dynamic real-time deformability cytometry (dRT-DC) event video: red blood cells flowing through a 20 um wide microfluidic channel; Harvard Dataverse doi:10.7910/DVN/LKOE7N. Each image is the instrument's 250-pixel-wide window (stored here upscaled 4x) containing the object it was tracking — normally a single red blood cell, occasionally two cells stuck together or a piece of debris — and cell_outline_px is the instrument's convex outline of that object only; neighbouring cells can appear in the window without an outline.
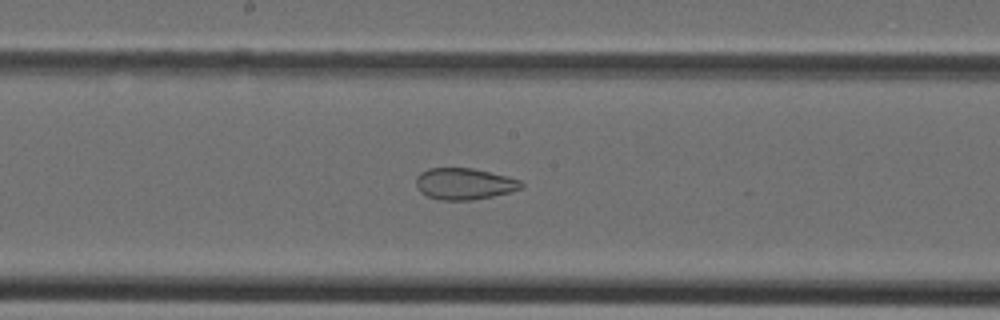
{"species": "Egyptian fruit bat (a non-hibernating species)", "species_latin": "Rousettus aegyptiacus", "temperature_condition": "cold", "stored_images_in_passage": 34, "camera_frame_rate_fps": 3000, "um_per_image_px": 0.085, "animal": {"sex": "female"}, "frame": {"image": 1, "passage_image": 15, "time_ms": 4.667, "image_size_px": [1000, 320], "cell_outline_px": [[524, 188], [492, 196], [472, 200], [440, 200], [428, 196], [420, 192], [416, 184], [416, 176], [420, 172], [428, 168], [472, 168], [508, 176], [520, 180], [524, 184]], "centroid_in_image_um": [39.46, 15.62], "position_along_channel_um": 208.7, "area_um2": 19.36}}
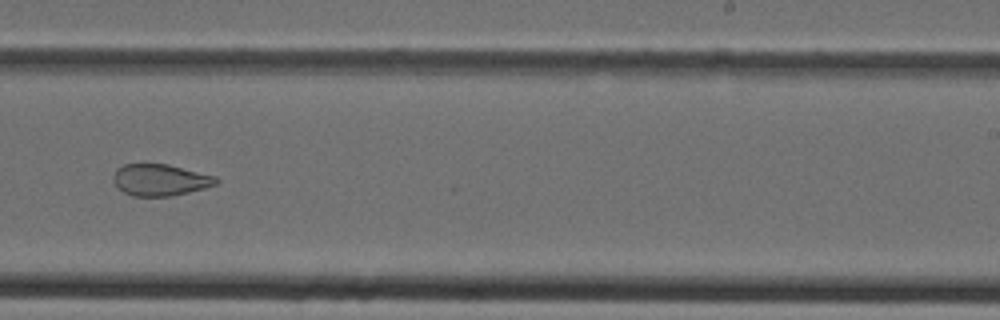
{"frame": {"image": 2, "passage_image": 19, "time_ms": 6.0, "image_size_px": [1000, 320], "cell_outline_px": [[220, 180], [216, 184], [204, 188], [172, 196], [132, 196], [124, 192], [112, 180], [112, 176], [116, 168], [124, 164], [168, 164], [216, 176]], "centroid_in_image_um": [13.61, 15.29], "position_along_channel_um": 275.4, "area_um2": 18.96}}
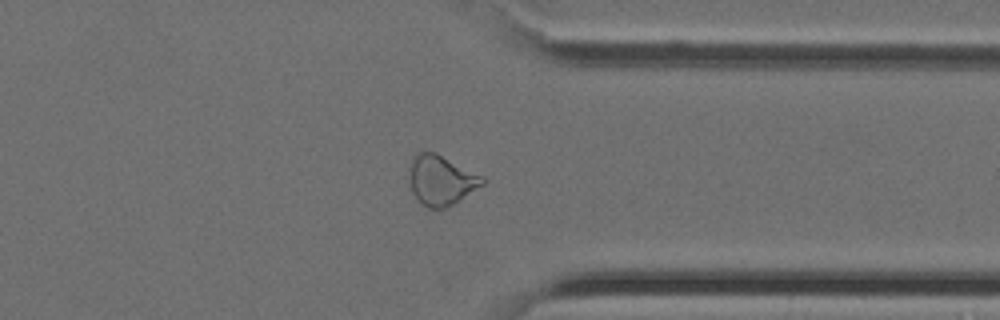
{"frame": {"image": 3, "passage_image": 25, "time_ms": 8.0, "image_size_px": [1000, 320], "cell_outline_px": [[488, 180], [484, 184], [452, 204], [444, 208], [428, 208], [420, 204], [412, 192], [412, 160], [416, 152], [436, 152], [484, 176]], "centroid_in_image_um": [37.55, 15.31], "position_along_channel_um": 373.8, "area_um2": 20.92}}